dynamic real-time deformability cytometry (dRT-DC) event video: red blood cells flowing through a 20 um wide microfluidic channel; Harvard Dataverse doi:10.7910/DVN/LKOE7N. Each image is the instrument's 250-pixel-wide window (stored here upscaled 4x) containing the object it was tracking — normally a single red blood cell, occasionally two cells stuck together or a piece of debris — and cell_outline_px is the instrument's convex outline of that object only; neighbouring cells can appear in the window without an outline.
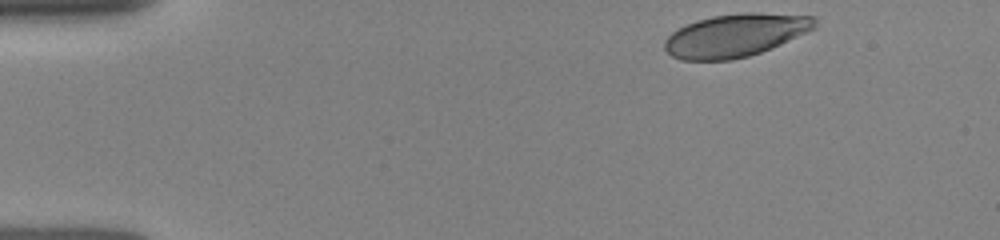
{"species": "human", "species_latin": "Homo sapiens", "temperature_condition": "room temperature", "stored_images_in_passage": 19, "camera_frame_rate_fps": 3000, "um_per_image_px": 0.085, "donor": {"sex": "female"}, "frame": {"image": 1, "passage_image": 1, "time_ms": 0.0, "image_size_px": [1000, 240], "cell_outline_px": [[816, 28], [780, 44], [760, 52], [748, 56], [732, 60], [680, 60], [672, 56], [664, 48], [664, 40], [672, 32], [696, 20], [712, 16], [744, 12], [756, 12], [816, 16]], "centroid_in_image_um": [62.51, 2.99], "position_along_channel_um": 22.5, "area_um2": 37.57}}
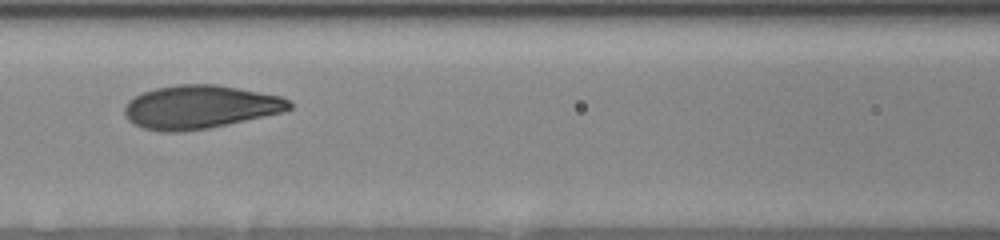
{"frame": {"image": 2, "passage_image": 14, "time_ms": 5.333, "image_size_px": [1000, 240], "cell_outline_px": [[292, 108], [280, 112], [264, 116], [228, 124], [208, 128], [176, 132], [160, 132], [144, 128], [128, 120], [124, 116], [124, 108], [128, 100], [144, 92], [156, 88], [176, 84], [216, 84], [280, 96], [288, 100], [292, 104]], "centroid_in_image_um": [16.96, 9.09], "position_along_channel_um": 149.6, "area_um2": 41.38}}
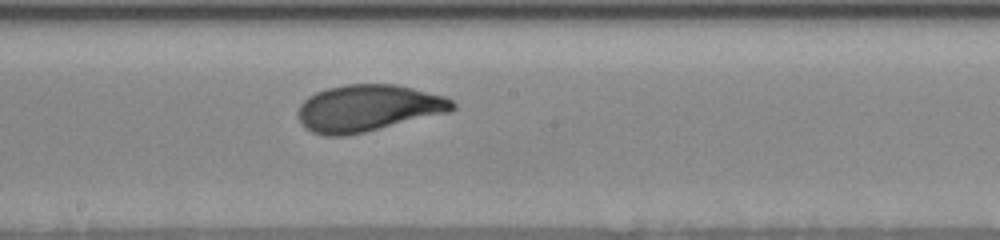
{"frame": {"image": 3, "passage_image": 19, "time_ms": 7.0, "image_size_px": [1000, 240], "cell_outline_px": [[456, 108], [448, 112], [348, 136], [324, 136], [312, 132], [304, 128], [296, 116], [296, 112], [300, 104], [308, 96], [316, 92], [328, 88], [344, 84], [396, 84], [444, 96], [452, 100], [456, 104]], "centroid_in_image_um": [31.23, 9.2], "position_along_channel_um": 217.0, "area_um2": 42.25}}